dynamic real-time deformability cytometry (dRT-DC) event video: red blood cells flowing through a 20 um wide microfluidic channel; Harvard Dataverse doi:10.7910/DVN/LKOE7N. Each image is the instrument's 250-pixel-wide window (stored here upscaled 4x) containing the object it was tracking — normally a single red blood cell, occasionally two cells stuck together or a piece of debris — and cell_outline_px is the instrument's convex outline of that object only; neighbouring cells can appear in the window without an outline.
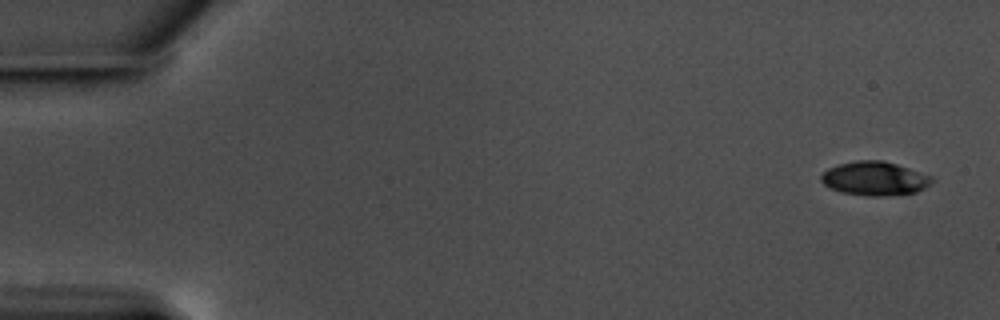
{"species": "common noctule bat (a hibernating species)", "species_latin": "Nyctalus noctula", "temperature_condition": "warm", "stored_images_in_passage": 57, "camera_frame_rate_fps": 3000, "um_per_image_px": 0.085, "animal": {"sex": "male", "body_mass_g": 17.5, "forearm_length_mm": 52.3}, "frame": {"image": 1, "passage_image": 1, "time_ms": 0.0, "image_size_px": [1000, 320], "cell_outline_px": [[936, 180], [924, 188], [916, 192], [884, 196], [868, 196], [840, 192], [824, 184], [820, 180], [820, 176], [828, 168], [840, 164], [856, 160], [884, 160], [932, 176]], "centroid_in_image_um": [74.36, 15.17], "position_along_channel_um": 10.6, "area_um2": 21.85}}
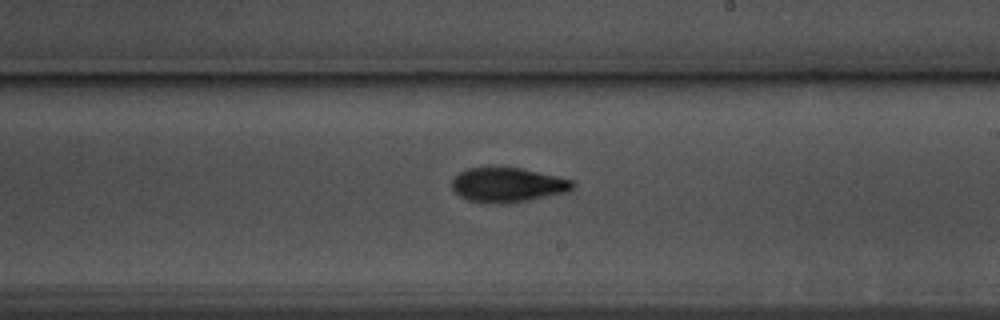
{"frame": {"image": 2, "passage_image": 33, "time_ms": 10.667, "image_size_px": [1000, 320], "cell_outline_px": [[576, 184], [568, 192], [528, 200], [504, 204], [484, 204], [468, 200], [460, 196], [452, 188], [452, 180], [460, 172], [468, 168], [520, 168], [556, 176], [572, 180]], "centroid_in_image_um": [43.14, 15.74], "position_along_channel_um": 245.9, "area_um2": 24.22}}
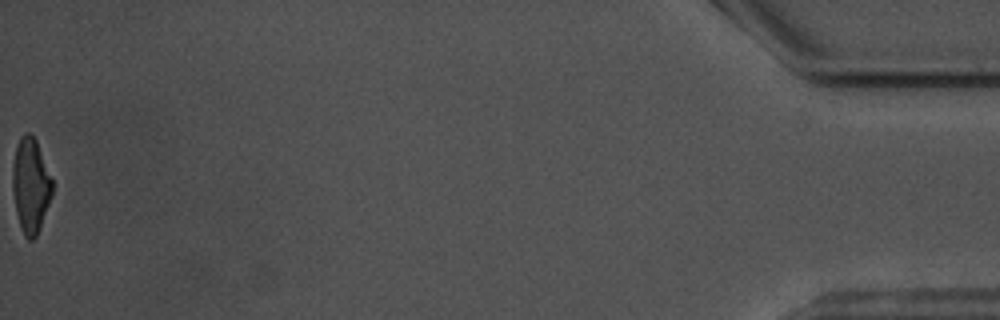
{"frame": {"image": 3, "passage_image": 57, "time_ms": 18.667, "image_size_px": [1000, 320], "cell_outline_px": [[52, 196], [40, 228], [36, 236], [32, 240], [28, 240], [24, 236], [16, 212], [12, 192], [12, 164], [16, 144], [20, 136], [24, 132], [28, 132], [36, 140], [52, 180]], "centroid_in_image_um": [2.58, 15.75], "position_along_channel_um": 432.6, "area_um2": 22.02}, "authors_computed_cell_mechanics": {"area_um2": 23.2356, "velocity_mm_per_s": 3.5583, "shape_relaxation_time_tau1_ms": 2.9804, "shape_relaxation_time_tau2_ms": 4.8636, "deformation_change_tau1": 0.1451, "deformation_change_tau2": 0.1232}}